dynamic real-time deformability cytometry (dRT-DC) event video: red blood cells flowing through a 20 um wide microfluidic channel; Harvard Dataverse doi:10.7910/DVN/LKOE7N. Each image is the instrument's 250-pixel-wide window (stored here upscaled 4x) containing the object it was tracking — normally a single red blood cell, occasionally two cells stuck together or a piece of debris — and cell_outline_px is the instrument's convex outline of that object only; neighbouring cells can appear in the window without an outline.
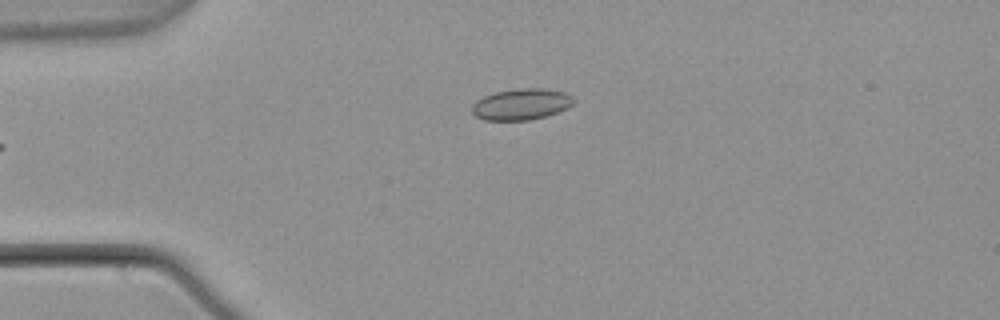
{"species": "common noctule bat (a hibernating species)", "species_latin": "Nyctalus noctula", "temperature_condition": "warm", "stored_images_in_passage": 5, "camera_frame_rate_fps": 3000, "um_per_image_px": 0.085, "animal": {"sex": "male", "body_mass_g": 21.5, "forearm_length_mm": 52.0}, "frame": {"image": 1, "passage_image": 5, "time_ms": 1.333, "image_size_px": [1000, 320], "cell_outline_px": [[576, 100], [568, 108], [544, 116], [528, 120], [484, 120], [476, 116], [472, 112], [472, 104], [476, 100], [484, 96], [496, 92], [524, 88], [544, 88], [564, 92], [572, 96]], "centroid_in_image_um": [44.31, 8.86], "position_along_channel_um": 40.7, "area_um2": 18.38}}